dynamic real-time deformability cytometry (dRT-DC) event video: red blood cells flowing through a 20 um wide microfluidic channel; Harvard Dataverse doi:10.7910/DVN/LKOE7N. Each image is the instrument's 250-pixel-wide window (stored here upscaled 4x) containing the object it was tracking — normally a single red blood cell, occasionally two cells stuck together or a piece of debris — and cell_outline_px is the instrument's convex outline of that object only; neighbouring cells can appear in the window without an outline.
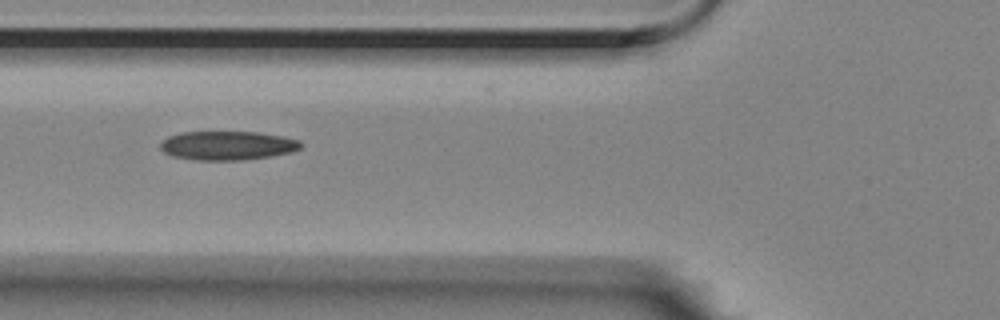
{"species": "Egyptian fruit bat (a non-hibernating species)", "species_latin": "Rousettus aegyptiacus", "temperature_condition": "room temperature", "stored_images_in_passage": 13, "camera_frame_rate_fps": 3000, "um_per_image_px": 0.085, "animal": {"sex": "female"}, "frame": {"image": 1, "passage_image": 4, "time_ms": 1.0, "image_size_px": [1000, 320], "cell_outline_px": [[304, 144], [300, 148], [292, 152], [272, 156], [244, 160], [196, 160], [172, 156], [164, 152], [160, 148], [160, 144], [168, 136], [180, 132], [260, 132], [284, 136], [300, 140]], "centroid_in_image_um": [19.37, 12.37], "position_along_channel_um": 106.4, "area_um2": 23.93}}
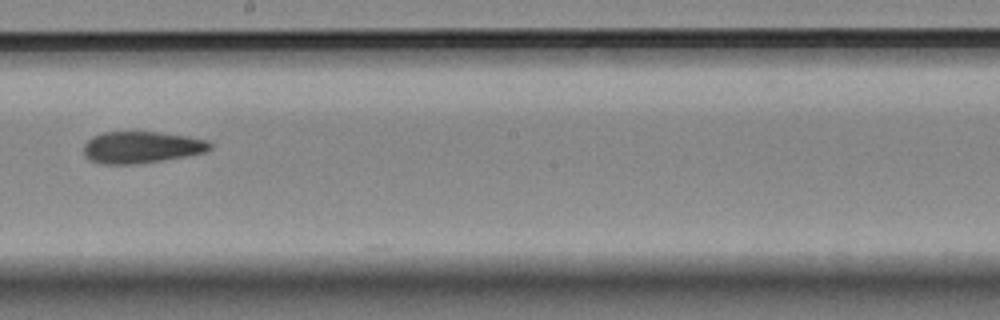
{"frame": {"image": 2, "passage_image": 7, "time_ms": 2.0, "image_size_px": [1000, 320], "cell_outline_px": [[212, 148], [204, 152], [164, 160], [136, 164], [100, 164], [88, 160], [84, 156], [84, 144], [92, 136], [104, 132], [156, 132], [188, 136], [208, 140], [212, 144]], "centroid_in_image_um": [12.0, 12.52], "position_along_channel_um": 236.2, "area_um2": 23.47}}
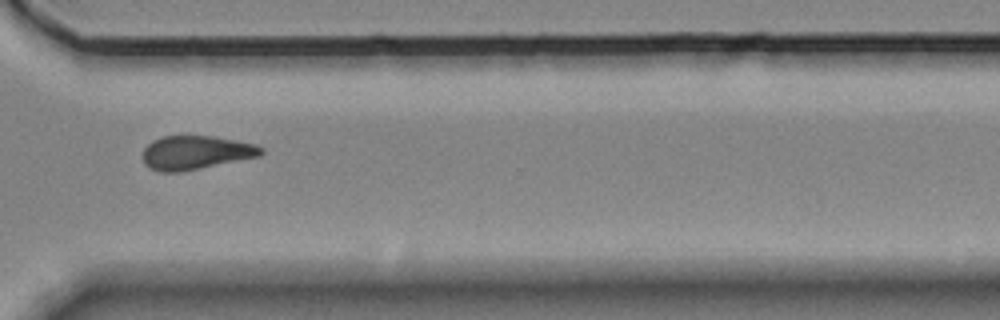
{"frame": {"image": 3, "passage_image": 10, "time_ms": 3.0, "image_size_px": [1000, 320], "cell_outline_px": [[264, 152], [260, 156], [180, 172], [160, 172], [148, 168], [144, 164], [144, 148], [152, 140], [160, 136], [212, 136], [256, 144], [264, 148]], "centroid_in_image_um": [16.63, 12.97], "position_along_channel_um": 354.0, "area_um2": 23.29}}